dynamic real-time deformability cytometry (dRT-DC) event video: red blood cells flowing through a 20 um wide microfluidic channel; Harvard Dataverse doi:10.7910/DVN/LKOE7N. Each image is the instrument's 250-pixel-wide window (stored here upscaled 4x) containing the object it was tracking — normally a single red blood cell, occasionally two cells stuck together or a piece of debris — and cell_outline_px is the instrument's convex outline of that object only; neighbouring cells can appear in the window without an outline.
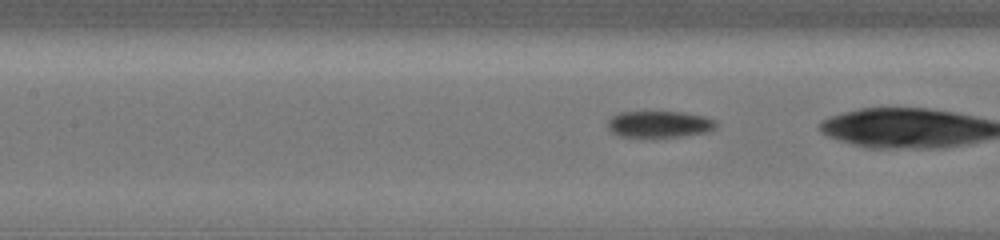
{"species": "common noctule bat (a hibernating species)", "species_latin": "Nyctalus noctula", "temperature_condition": "cold", "stored_images_in_passage": 8, "camera_frame_rate_fps": 3000, "um_per_image_px": 0.085, "animal": {"sex": "female", "body_mass_g": 19.5, "forearm_length_mm": 54.1}, "frame": {"image": 1, "passage_image": 7, "time_ms": 2.0, "image_size_px": [1000, 240], "cell_outline_px": [[720, 124], [716, 128], [708, 132], [680, 136], [620, 136], [612, 132], [608, 128], [608, 120], [612, 116], [620, 112], [680, 112], [704, 116], [716, 120]], "centroid_in_image_um": [56.1, 10.54], "position_along_channel_um": 151.3, "area_um2": 16.65}}